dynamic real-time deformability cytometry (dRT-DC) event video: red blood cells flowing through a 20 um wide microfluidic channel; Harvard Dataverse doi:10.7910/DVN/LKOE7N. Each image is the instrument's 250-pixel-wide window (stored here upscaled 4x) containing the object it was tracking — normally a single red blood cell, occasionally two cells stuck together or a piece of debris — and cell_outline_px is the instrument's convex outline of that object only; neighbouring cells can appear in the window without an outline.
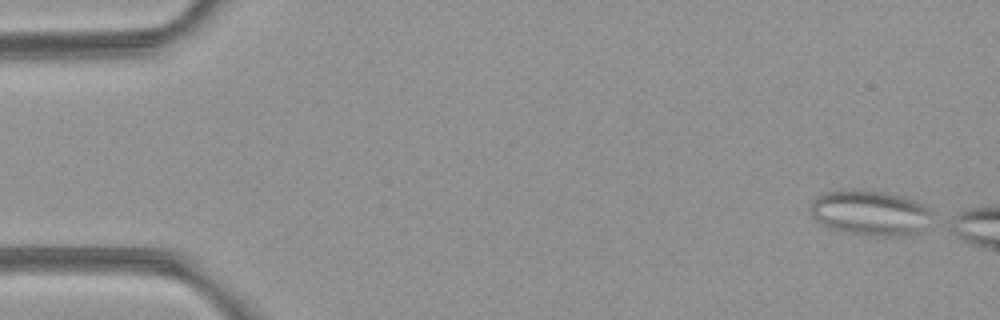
{"species": "common noctule bat (a hibernating species)", "species_latin": "Nyctalus noctula", "temperature_condition": "room temperature", "stored_images_in_passage": 6, "camera_frame_rate_fps": 3000, "um_per_image_px": 0.085, "animal": {"sex": "female", "body_mass_g": 21.9}, "frame": {"image": 1, "passage_image": 1, "time_ms": 0.0, "image_size_px": [1000, 320], "cell_outline_px": [[932, 212], [920, 232], [912, 236], [876, 236], [852, 232], [832, 228], [816, 220], [812, 216], [808, 208], [812, 200], [816, 196], [828, 192], [884, 192], [904, 196], [924, 204]], "centroid_in_image_um": [73.99, 18.12], "position_along_channel_um": 11.0, "area_um2": 31.21}}
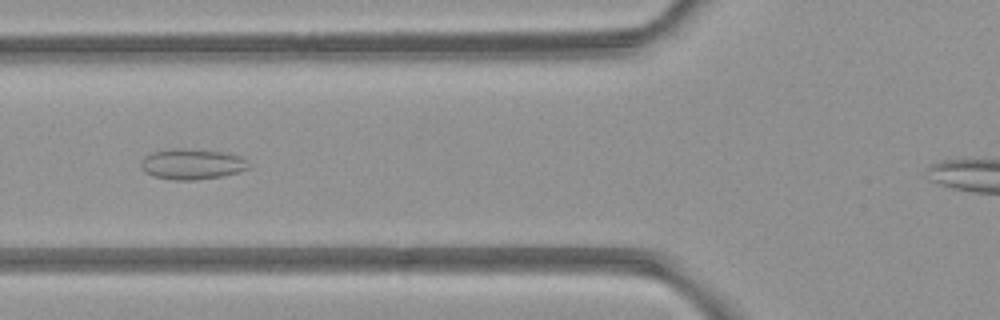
{"frame": {"image": 2, "passage_image": 6, "time_ms": 5.667, "image_size_px": [1000, 320], "cell_outline_px": [[248, 168], [236, 172], [220, 176], [196, 180], [172, 180], [152, 176], [144, 172], [140, 168], [140, 164], [144, 156], [152, 152], [172, 148], [180, 148], [220, 152], [240, 156], [244, 160]], "centroid_in_image_um": [16.2, 13.95], "position_along_channel_um": 109.6, "area_um2": 18.96}}